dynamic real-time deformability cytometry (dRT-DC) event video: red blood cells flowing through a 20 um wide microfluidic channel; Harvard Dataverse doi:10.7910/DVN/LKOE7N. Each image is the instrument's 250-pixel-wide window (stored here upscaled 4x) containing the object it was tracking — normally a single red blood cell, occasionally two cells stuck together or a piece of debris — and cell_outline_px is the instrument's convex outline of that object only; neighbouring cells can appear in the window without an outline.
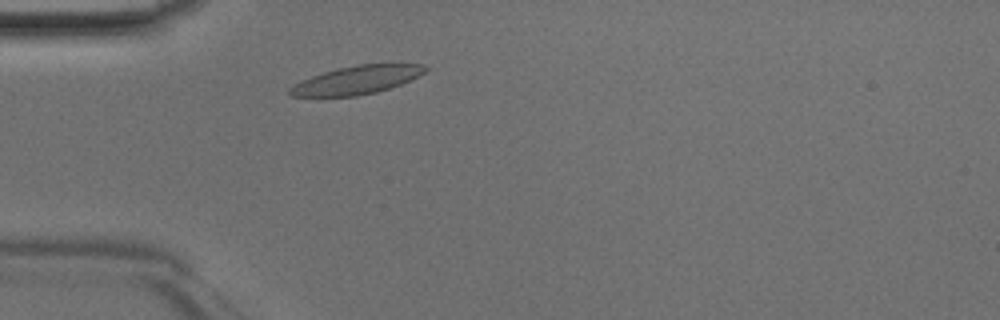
{"species": "Egyptian fruit bat (a non-hibernating species)", "species_latin": "Rousettus aegyptiacus", "temperature_condition": "room temperature", "stored_images_in_passage": 36, "camera_frame_rate_fps": 3000, "um_per_image_px": 0.085, "animal": {"sex": "male"}, "frame": {"image": 1, "passage_image": 3, "time_ms": 0.667, "image_size_px": [1000, 320], "cell_outline_px": [[428, 68], [424, 72], [400, 84], [376, 92], [356, 96], [292, 96], [288, 92], [288, 88], [300, 80], [324, 72], [356, 64], [424, 64]], "centroid_in_image_um": [30.28, 6.8], "position_along_channel_um": 54.7, "area_um2": 21.96}}
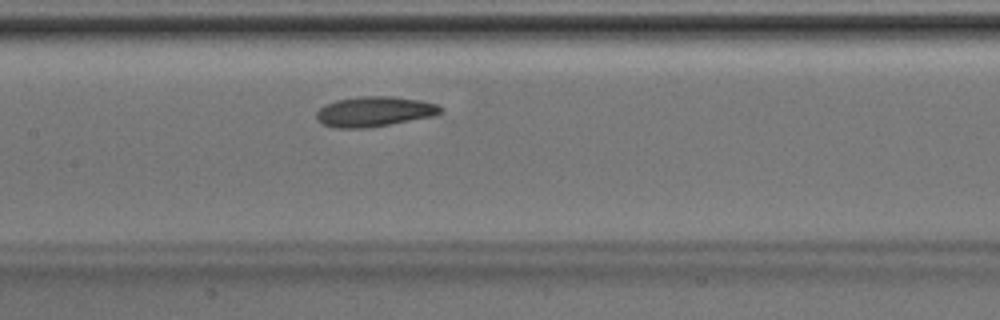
{"frame": {"image": 2, "passage_image": 12, "time_ms": 3.667, "image_size_px": [1000, 320], "cell_outline_px": [[444, 112], [432, 116], [388, 124], [364, 128], [336, 128], [320, 124], [316, 120], [316, 112], [324, 104], [336, 100], [364, 96], [392, 96], [420, 100], [436, 104], [444, 108]], "centroid_in_image_um": [31.79, 9.48], "position_along_channel_um": 175.6, "area_um2": 21.79}}
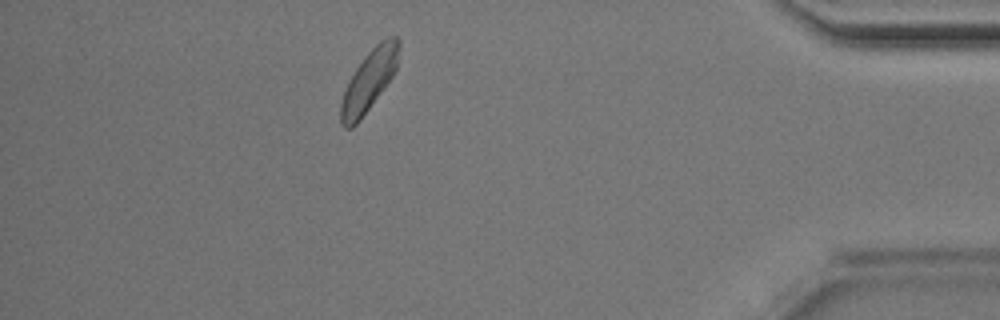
{"frame": {"image": 3, "passage_image": 31, "time_ms": 10.0, "image_size_px": [1000, 320], "cell_outline_px": [[400, 44], [396, 68], [392, 76], [360, 120], [352, 128], [344, 128], [340, 120], [340, 104], [348, 80], [364, 56], [380, 40], [388, 36], [396, 36], [400, 40]], "centroid_in_image_um": [31.36, 6.83], "position_along_channel_um": 403.8, "area_um2": 20.4}}